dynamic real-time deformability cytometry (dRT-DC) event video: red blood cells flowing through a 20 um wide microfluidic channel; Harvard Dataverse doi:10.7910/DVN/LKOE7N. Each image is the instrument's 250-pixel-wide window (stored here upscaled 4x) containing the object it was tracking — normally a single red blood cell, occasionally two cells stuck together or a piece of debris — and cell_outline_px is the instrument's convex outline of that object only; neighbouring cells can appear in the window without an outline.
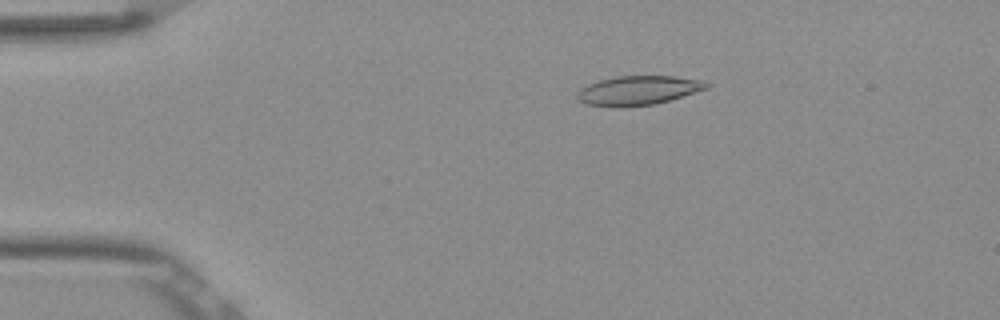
{"species": "Egyptian fruit bat (a non-hibernating species)", "species_latin": "Rousettus aegyptiacus", "temperature_condition": "room temperature", "stored_images_in_passage": 44, "camera_frame_rate_fps": 3000, "um_per_image_px": 0.085, "frame": {"image": 1, "passage_image": 2, "time_ms": 0.333, "image_size_px": [1000, 320], "cell_outline_px": [[712, 84], [708, 88], [668, 100], [652, 104], [620, 108], [588, 104], [580, 100], [576, 96], [576, 92], [580, 88], [588, 84], [600, 80], [616, 76], [676, 76], [704, 80]], "centroid_in_image_um": [54.25, 7.68], "position_along_channel_um": 30.8, "area_um2": 22.02}}
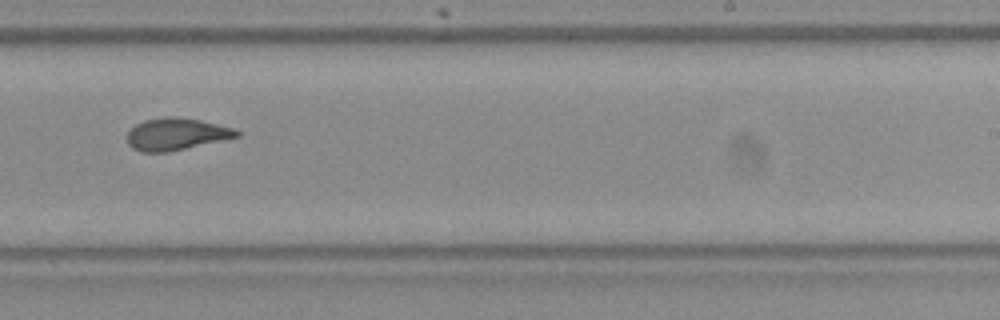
{"frame": {"image": 2, "passage_image": 25, "time_ms": 8.0, "image_size_px": [1000, 320], "cell_outline_px": [[240, 136], [168, 152], [140, 152], [132, 148], [128, 144], [128, 132], [136, 124], [144, 120], [164, 116], [176, 116], [200, 120], [236, 128], [240, 132]], "centroid_in_image_um": [14.98, 11.39], "position_along_channel_um": 274.0, "area_um2": 20.52}}
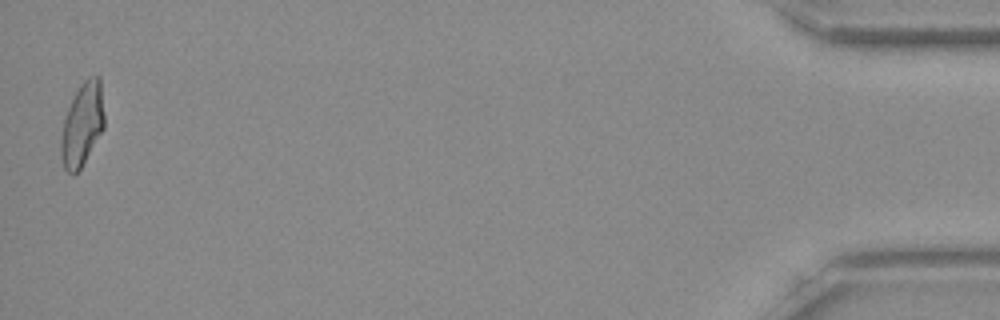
{"frame": {"image": 3, "passage_image": 44, "time_ms": 14.333, "image_size_px": [1000, 320], "cell_outline_px": [[104, 128], [80, 168], [72, 176], [64, 168], [60, 156], [60, 140], [64, 120], [68, 108], [80, 84], [88, 76], [100, 76], [104, 116]], "centroid_in_image_um": [6.98, 10.57], "position_along_channel_um": 428.2, "area_um2": 20.87}, "authors_computed_cell_mechanics": {"area_um2": 20.8369, "velocity_mm_per_s": 3.8712, "shape_relaxation_time_tau1_ms": 7.5457, "shape_relaxation_time_tau2_ms": 2.2479, "deformation_change_tau1": 0.2276, "deformation_change_tau2": 0.0969}}